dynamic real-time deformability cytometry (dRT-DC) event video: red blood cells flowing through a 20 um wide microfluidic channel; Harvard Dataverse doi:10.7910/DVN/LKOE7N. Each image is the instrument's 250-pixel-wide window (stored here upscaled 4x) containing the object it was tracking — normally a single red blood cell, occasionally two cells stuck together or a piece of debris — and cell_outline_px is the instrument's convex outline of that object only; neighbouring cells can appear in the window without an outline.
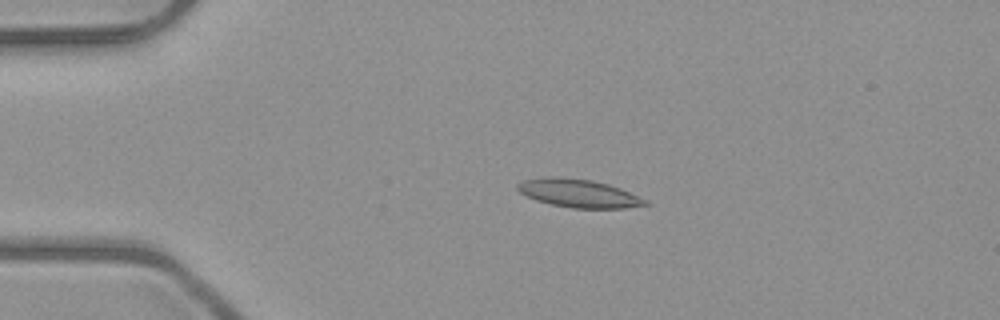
{"species": "common noctule bat (a hibernating species)", "species_latin": "Nyctalus noctula", "temperature_condition": "room temperature", "stored_images_in_passage": 5, "camera_frame_rate_fps": 3000, "um_per_image_px": 0.085, "animal": {"sex": "male", "body_mass_g": 23.1, "forearm_length_mm": 52.7}, "frame": {"image": 1, "passage_image": 4, "time_ms": 3.667, "image_size_px": [1000, 320], "cell_outline_px": [[652, 204], [624, 208], [572, 208], [552, 204], [536, 200], [520, 192], [516, 188], [516, 184], [524, 180], [548, 176], [552, 176], [592, 180], [608, 184], [620, 188], [648, 200]], "centroid_in_image_um": [49.21, 16.43], "position_along_channel_um": 35.8, "area_um2": 20.92}}